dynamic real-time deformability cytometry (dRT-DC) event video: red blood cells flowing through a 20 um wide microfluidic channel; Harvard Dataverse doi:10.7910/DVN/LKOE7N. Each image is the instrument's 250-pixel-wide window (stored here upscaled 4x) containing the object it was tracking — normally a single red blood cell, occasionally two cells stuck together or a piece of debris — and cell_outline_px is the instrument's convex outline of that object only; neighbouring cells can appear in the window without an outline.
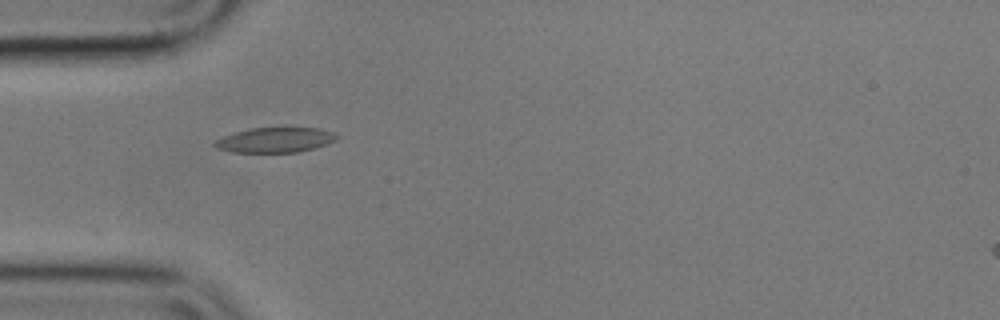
{"species": "common noctule bat (a hibernating species)", "species_latin": "Nyctalus noctula", "temperature_condition": "cold", "stored_images_in_passage": 30, "camera_frame_rate_fps": 3000, "um_per_image_px": 0.085, "animal": {"sex": "male", "body_mass_g": 17.9}, "frame": {"image": 1, "passage_image": 1, "time_ms": 0.0, "image_size_px": [1000, 320], "cell_outline_px": [[340, 136], [336, 140], [328, 144], [316, 148], [300, 152], [232, 152], [216, 148], [212, 144], [216, 140], [224, 136], [236, 132], [252, 128], [320, 128], [332, 132]], "centroid_in_image_um": [23.43, 11.9], "position_along_channel_um": 61.6, "area_um2": 17.8}}
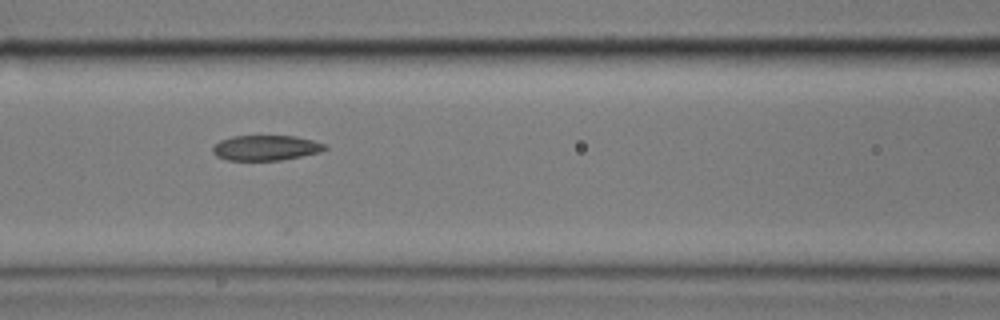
{"frame": {"image": 2, "passage_image": 8, "time_ms": 2.333, "image_size_px": [1000, 320], "cell_outline_px": [[328, 148], [320, 152], [280, 160], [228, 160], [216, 156], [212, 152], [212, 148], [220, 140], [232, 136], [296, 136], [328, 144]], "centroid_in_image_um": [22.61, 12.56], "position_along_channel_um": 144.0, "area_um2": 16.47}}
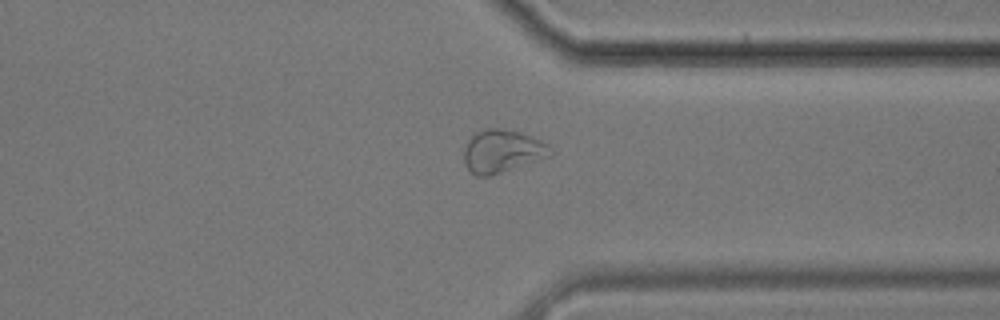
{"frame": {"image": 3, "passage_image": 27, "time_ms": 8.667, "image_size_px": [1000, 320], "cell_outline_px": [[552, 156], [488, 176], [476, 176], [464, 164], [464, 148], [468, 140], [476, 132], [488, 128], [504, 128], [520, 132], [532, 136], [548, 144], [552, 152]], "centroid_in_image_um": [42.69, 12.84], "position_along_channel_um": 368.7, "area_um2": 21.56}}